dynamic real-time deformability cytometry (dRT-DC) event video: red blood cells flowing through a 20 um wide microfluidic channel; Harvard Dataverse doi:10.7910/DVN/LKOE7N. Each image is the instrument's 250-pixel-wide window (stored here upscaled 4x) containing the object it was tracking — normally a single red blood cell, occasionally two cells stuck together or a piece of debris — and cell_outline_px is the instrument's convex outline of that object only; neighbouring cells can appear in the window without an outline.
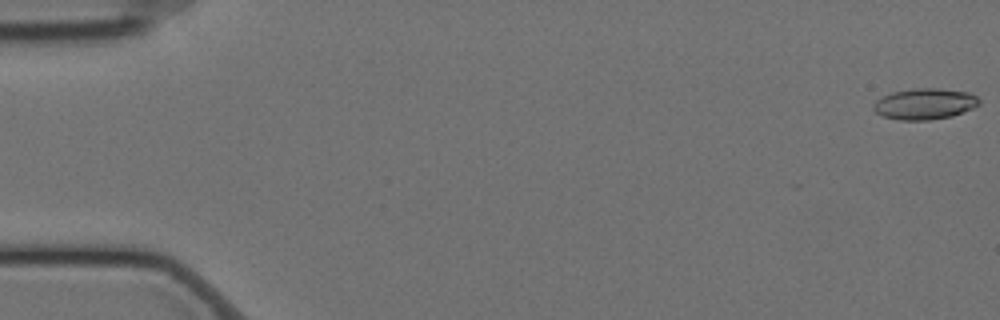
{"species": "Egyptian fruit bat (a non-hibernating species)", "species_latin": "Rousettus aegyptiacus", "temperature_condition": "cold", "stored_images_in_passage": 9, "camera_frame_rate_fps": 3000, "um_per_image_px": 0.085, "animal": {"sex": "female"}, "frame": {"image": 1, "passage_image": 1, "time_ms": 0.0, "image_size_px": [1000, 320], "cell_outline_px": [[980, 104], [972, 108], [952, 116], [928, 120], [900, 120], [884, 116], [876, 112], [872, 108], [872, 104], [876, 100], [892, 92], [912, 88], [940, 88], [968, 92], [976, 96], [980, 100]], "centroid_in_image_um": [78.59, 8.82], "position_along_channel_um": 6.4, "area_um2": 19.13}}